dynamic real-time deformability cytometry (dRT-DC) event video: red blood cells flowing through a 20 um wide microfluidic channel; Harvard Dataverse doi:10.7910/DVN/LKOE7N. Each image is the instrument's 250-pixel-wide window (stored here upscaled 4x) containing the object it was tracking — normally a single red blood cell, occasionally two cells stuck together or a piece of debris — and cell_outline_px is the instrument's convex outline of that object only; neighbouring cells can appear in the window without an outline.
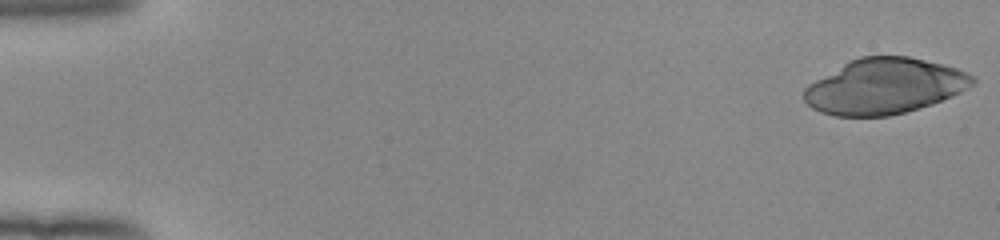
{"species": "human", "species_latin": "Homo sapiens", "temperature_condition": "room temperature", "stored_images_in_passage": 52, "camera_frame_rate_fps": 3000, "um_per_image_px": 0.085, "donor": {"sex": "female"}, "frame": {"image": 1, "passage_image": 1, "time_ms": 0.0, "image_size_px": [1000, 240], "cell_outline_px": [[976, 80], [968, 88], [952, 96], [932, 104], [904, 112], [888, 116], [832, 116], [820, 112], [812, 108], [804, 100], [804, 88], [808, 84], [848, 60], [860, 56], [908, 56], [956, 68], [968, 72], [976, 76]], "centroid_in_image_um": [75.16, 7.33], "position_along_channel_um": 9.8, "area_um2": 54.56}}
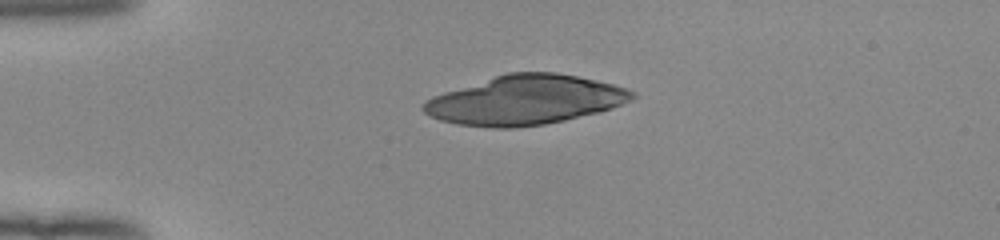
{"frame": {"image": 2, "passage_image": 13, "time_ms": 4.0, "image_size_px": [1000, 240], "cell_outline_px": [[636, 96], [632, 100], [600, 112], [564, 120], [544, 124], [512, 128], [496, 128], [460, 124], [440, 120], [424, 112], [420, 108], [420, 104], [432, 96], [444, 92], [508, 72], [556, 72], [596, 80], [628, 88], [636, 92]], "centroid_in_image_um": [44.65, 8.5], "position_along_channel_um": 40.3, "area_um2": 59.77}}